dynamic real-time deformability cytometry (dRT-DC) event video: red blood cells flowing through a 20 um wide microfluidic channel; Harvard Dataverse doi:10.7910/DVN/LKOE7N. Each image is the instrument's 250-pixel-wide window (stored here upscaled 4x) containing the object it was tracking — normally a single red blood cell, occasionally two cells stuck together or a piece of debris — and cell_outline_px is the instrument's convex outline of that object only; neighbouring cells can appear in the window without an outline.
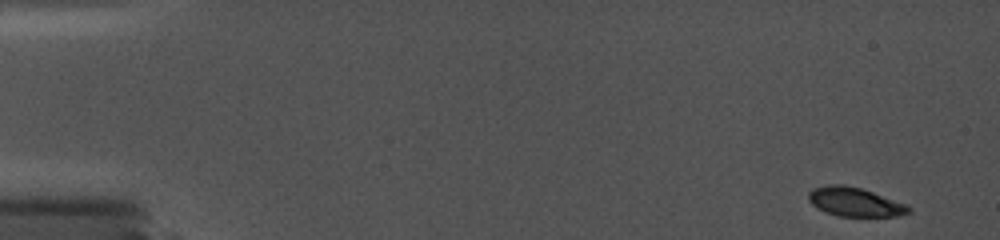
{"species": "common noctule bat (a hibernating species)", "species_latin": "Nyctalus noctula", "temperature_condition": "cold", "stored_images_in_passage": 29, "camera_frame_rate_fps": 5000, "um_per_image_px": 0.085, "animal": {"sex": "female", "body_mass_g": 19.0, "forearm_length_mm": 56.7}, "frame": {"image": 1, "passage_image": 1, "time_ms": 0.0, "image_size_px": [1000, 240], "cell_outline_px": [[912, 212], [900, 216], [836, 216], [824, 212], [816, 208], [808, 200], [808, 192], [812, 188], [828, 184], [844, 184], [860, 188], [908, 204], [912, 208]], "centroid_in_image_um": [72.66, 17.17], "position_along_channel_um": 12.3, "area_um2": 17.22}}
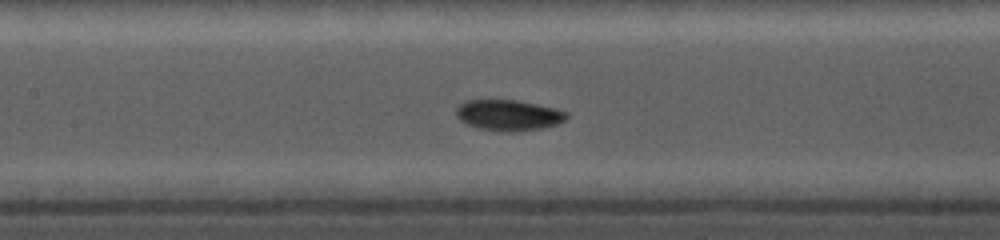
{"frame": {"image": 2, "passage_image": 17, "time_ms": 7.8, "image_size_px": [1000, 240], "cell_outline_px": [[568, 116], [564, 120], [556, 124], [540, 128], [516, 132], [500, 132], [476, 128], [460, 120], [456, 116], [456, 108], [464, 100], [516, 100], [556, 108], [568, 112]], "centroid_in_image_um": [43.2, 9.79], "position_along_channel_um": 164.2, "area_um2": 19.94}}
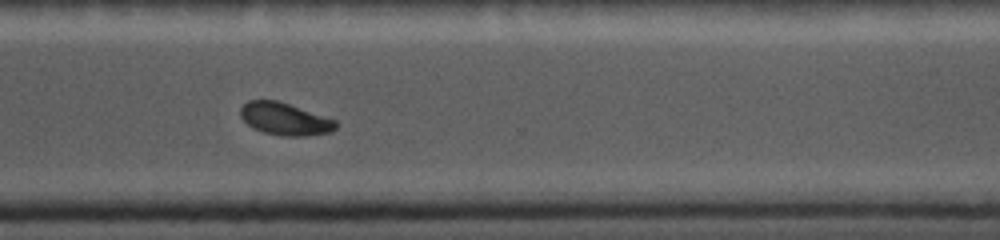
{"frame": {"image": 3, "passage_image": 27, "time_ms": 12.6, "image_size_px": [1000, 240], "cell_outline_px": [[336, 128], [332, 132], [308, 136], [280, 136], [264, 132], [252, 128], [240, 116], [240, 108], [248, 100], [276, 100], [336, 120]], "centroid_in_image_um": [24.2, 10.12], "position_along_channel_um": 346.4, "area_um2": 17.92}}